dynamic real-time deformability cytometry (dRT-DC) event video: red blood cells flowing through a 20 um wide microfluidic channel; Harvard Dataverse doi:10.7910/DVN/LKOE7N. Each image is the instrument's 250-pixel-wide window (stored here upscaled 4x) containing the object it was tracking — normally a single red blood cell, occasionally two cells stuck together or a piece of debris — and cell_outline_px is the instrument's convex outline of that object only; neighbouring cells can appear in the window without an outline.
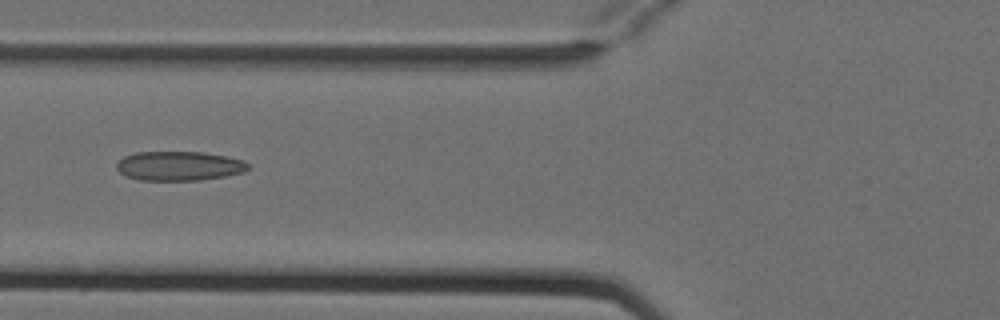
{"species": "Egyptian fruit bat (a non-hibernating species)", "species_latin": "Rousettus aegyptiacus", "temperature_condition": "cold", "stored_images_in_passage": 3, "camera_frame_rate_fps": 3000, "um_per_image_px": 0.085, "animal": {"sex": "female"}, "frame": {"image": 1, "passage_image": 3, "time_ms": 0.667, "image_size_px": [1000, 320], "cell_outline_px": [[248, 168], [244, 172], [224, 176], [200, 180], [140, 180], [124, 176], [116, 168], [116, 164], [124, 156], [136, 152], [200, 152], [228, 156], [244, 160], [248, 164]], "centroid_in_image_um": [15.21, 14.1], "position_along_channel_um": 110.6, "area_um2": 22.48}}